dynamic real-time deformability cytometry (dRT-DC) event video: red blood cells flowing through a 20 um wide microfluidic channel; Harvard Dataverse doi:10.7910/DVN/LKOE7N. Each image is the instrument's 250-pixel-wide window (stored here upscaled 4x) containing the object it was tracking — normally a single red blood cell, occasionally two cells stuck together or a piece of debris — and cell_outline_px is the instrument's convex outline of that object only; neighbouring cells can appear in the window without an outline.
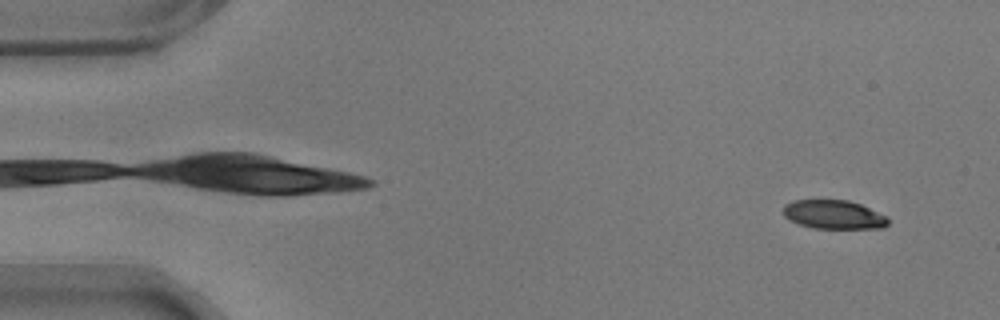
{"species": "common noctule bat (a hibernating species)", "species_latin": "Nyctalus noctula", "temperature_condition": "warm", "stored_images_in_passage": 48, "camera_frame_rate_fps": 3000, "um_per_image_px": 0.085, "animal": {"sex": "male", "body_mass_g": 17.9}, "frame": {"image": 1, "passage_image": 4, "time_ms": 1.0, "image_size_px": [1000, 320], "cell_outline_px": [[888, 224], [884, 228], [812, 228], [788, 220], [784, 216], [784, 204], [796, 200], [848, 200], [860, 204], [888, 216]], "centroid_in_image_um": [70.87, 18.24], "position_along_channel_um": 14.1, "area_um2": 17.63}}
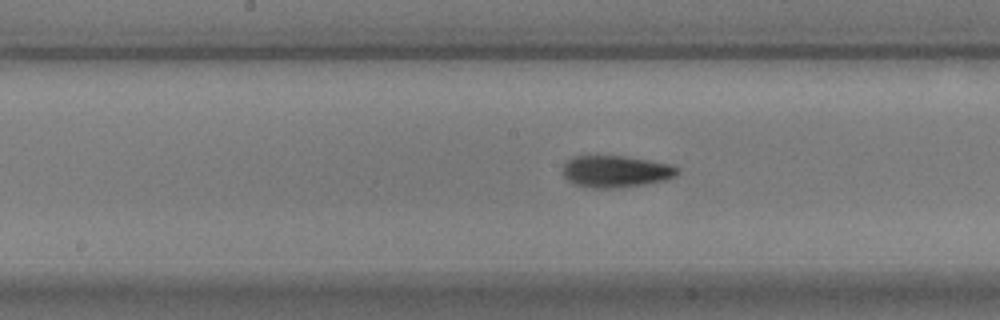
{"frame": {"image": 2, "passage_image": 29, "time_ms": 9.333, "image_size_px": [1000, 320], "cell_outline_px": [[676, 172], [672, 176], [664, 180], [644, 184], [612, 188], [592, 188], [572, 184], [564, 176], [564, 164], [572, 156], [624, 156], [672, 164], [676, 168]], "centroid_in_image_um": [52.28, 14.57], "position_along_channel_um": 195.9, "area_um2": 20.92}}
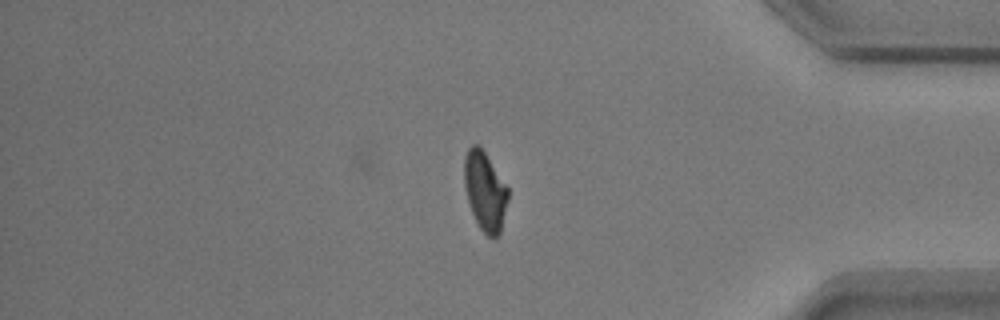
{"frame": {"image": 3, "passage_image": 48, "time_ms": 15.667, "image_size_px": [1000, 320], "cell_outline_px": [[508, 200], [500, 232], [492, 240], [480, 228], [472, 212], [468, 200], [464, 184], [464, 156], [468, 148], [472, 144], [480, 144], [508, 188]], "centroid_in_image_um": [41.21, 16.21], "position_along_channel_um": 394.0, "area_um2": 20.11}, "authors_computed_cell_mechanics": {"area_um2": 20.1433, "velocity_mm_per_s": 3.5431, "shape_relaxation_time_tau1_ms": 6.3661, "shape_relaxation_time_tau2_ms": 3.0612, "deformation_change_tau1": 0.1959, "deformation_change_tau2": 0.0931}}